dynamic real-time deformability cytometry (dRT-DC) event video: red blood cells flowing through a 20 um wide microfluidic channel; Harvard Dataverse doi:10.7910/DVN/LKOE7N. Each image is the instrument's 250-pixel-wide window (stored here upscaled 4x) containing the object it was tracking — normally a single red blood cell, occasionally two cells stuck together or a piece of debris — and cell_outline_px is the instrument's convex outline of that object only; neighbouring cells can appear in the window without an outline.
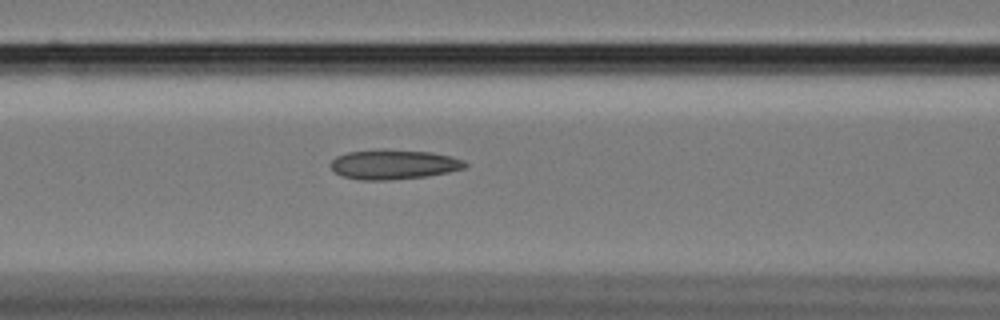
{"species": "Egyptian fruit bat (a non-hibernating species)", "species_latin": "Rousettus aegyptiacus", "temperature_condition": "cold", "stored_images_in_passage": 41, "camera_frame_rate_fps": 3000, "um_per_image_px": 0.085, "animal": {"sex": "female"}, "frame": {"image": 1, "passage_image": 17, "time_ms": 5.333, "image_size_px": [1000, 320], "cell_outline_px": [[468, 164], [464, 168], [448, 172], [428, 176], [388, 180], [360, 180], [344, 176], [336, 172], [328, 164], [336, 156], [348, 152], [376, 148], [384, 148], [432, 152], [452, 156], [464, 160]], "centroid_in_image_um": [33.46, 13.95], "position_along_channel_um": 133.1, "area_um2": 23.64}}
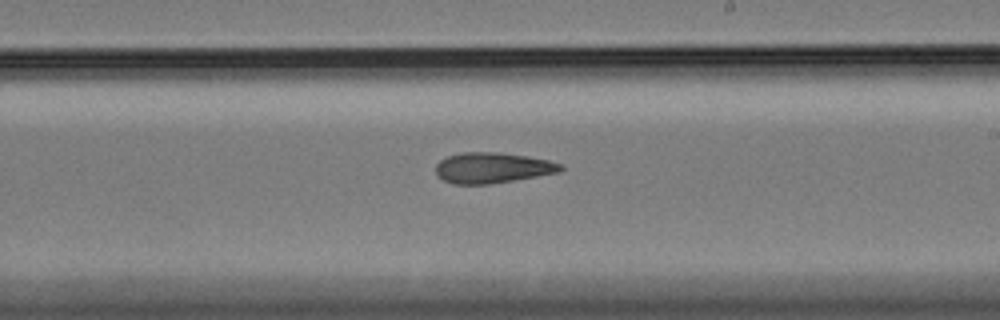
{"frame": {"image": 2, "passage_image": 27, "time_ms": 8.667, "image_size_px": [1000, 320], "cell_outline_px": [[564, 168], [560, 172], [488, 184], [452, 184], [436, 176], [436, 164], [440, 160], [448, 156], [464, 152], [500, 152], [528, 156], [548, 160], [564, 164]], "centroid_in_image_um": [41.86, 14.26], "position_along_channel_um": 247.1, "area_um2": 22.31}}
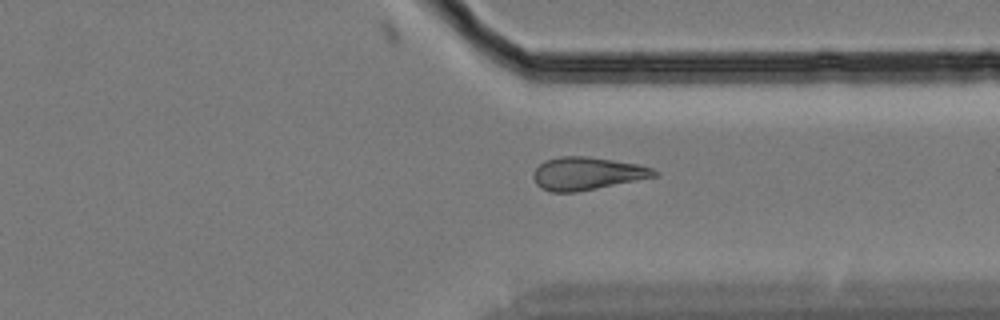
{"frame": {"image": 3, "passage_image": 37, "time_ms": 12.0, "image_size_px": [1000, 320], "cell_outline_px": [[660, 172], [656, 176], [576, 192], [552, 192], [540, 188], [536, 184], [532, 176], [536, 168], [544, 160], [560, 156], [588, 156], [636, 164], [652, 168]], "centroid_in_image_um": [49.85, 14.74], "position_along_channel_um": 361.5, "area_um2": 22.95}}